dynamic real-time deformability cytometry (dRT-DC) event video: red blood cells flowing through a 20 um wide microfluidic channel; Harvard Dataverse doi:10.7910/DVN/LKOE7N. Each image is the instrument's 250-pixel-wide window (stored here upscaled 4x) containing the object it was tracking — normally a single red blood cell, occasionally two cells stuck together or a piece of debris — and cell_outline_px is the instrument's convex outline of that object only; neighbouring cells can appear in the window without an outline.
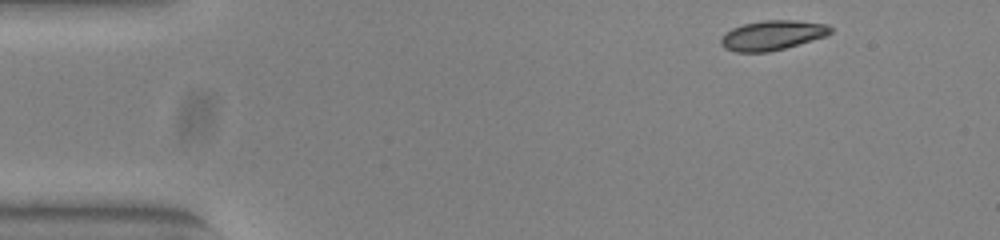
{"species": "common noctule bat (a hibernating species)", "species_latin": "Nyctalus noctula", "temperature_condition": "warm", "stored_images_in_passage": 48, "camera_frame_rate_fps": 3000, "um_per_image_px": 0.085, "animal": {"sex": "female", "body_mass_g": 23.0, "forearm_length_mm": 53.4}, "frame": {"image": 1, "passage_image": 1, "time_ms": 0.0, "image_size_px": [1000, 240], "cell_outline_px": [[832, 32], [824, 36], [784, 48], [764, 52], [740, 52], [728, 48], [720, 40], [732, 28], [744, 24], [768, 20], [788, 20], [824, 24], [832, 28]], "centroid_in_image_um": [65.67, 2.99], "position_along_channel_um": 19.3, "area_um2": 18.09}}
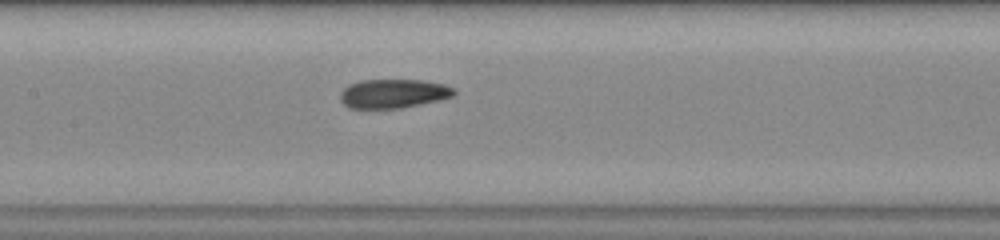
{"frame": {"image": 2, "passage_image": 20, "time_ms": 6.333, "image_size_px": [1000, 240], "cell_outline_px": [[456, 92], [452, 96], [436, 100], [396, 108], [352, 108], [344, 104], [340, 100], [340, 96], [344, 88], [352, 84], [364, 80], [420, 80], [440, 84], [452, 88]], "centroid_in_image_um": [33.39, 7.95], "position_along_channel_um": 174.0, "area_um2": 18.5}}
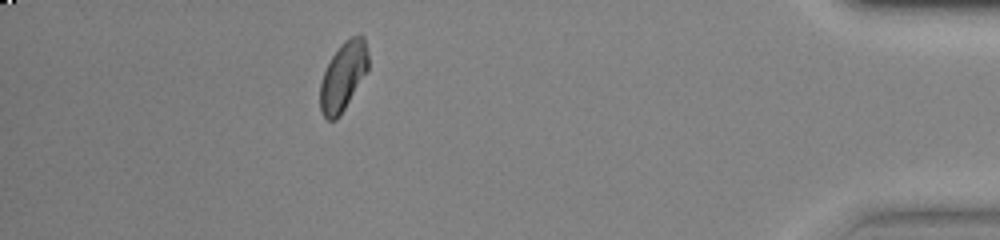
{"frame": {"image": 3, "passage_image": 42, "time_ms": 13.667, "image_size_px": [1000, 240], "cell_outline_px": [[368, 68], [344, 108], [336, 120], [328, 120], [324, 116], [320, 108], [320, 84], [324, 72], [332, 56], [352, 36], [364, 36], [368, 56]], "centroid_in_image_um": [29.15, 6.51], "position_along_channel_um": 406.0, "area_um2": 18.38}, "authors_computed_cell_mechanics": {"area_um2": 18.6116, "velocity_mm_per_s": 3.8835, "shape_relaxation_time_tau1_ms": null, "shape_relaxation_time_tau2_ms": 2.3897, "deformation_change_tau1": null, "deformation_change_tau2": 0.0701}}